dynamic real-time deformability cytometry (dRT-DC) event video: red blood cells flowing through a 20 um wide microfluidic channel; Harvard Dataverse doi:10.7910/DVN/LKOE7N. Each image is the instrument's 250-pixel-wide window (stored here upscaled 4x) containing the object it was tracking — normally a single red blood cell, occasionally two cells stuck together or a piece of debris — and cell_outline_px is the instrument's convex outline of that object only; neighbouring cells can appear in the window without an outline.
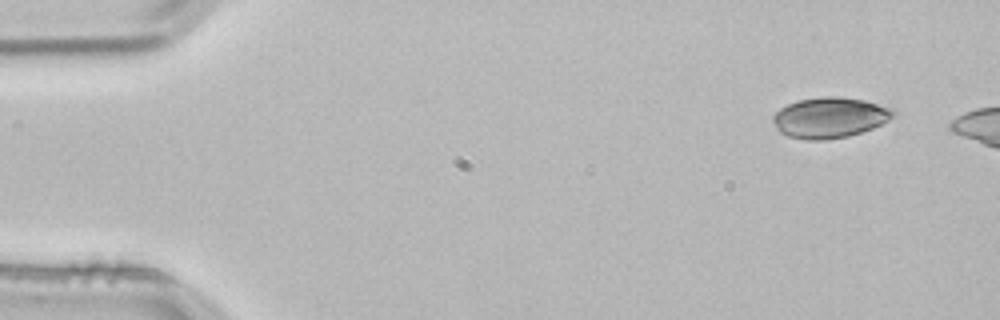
{"species": "common noctule bat (a hibernating species)", "species_latin": "Nyctalus noctula", "temperature_condition": "room temperature", "stored_images_in_passage": 2, "camera_frame_rate_fps": 3000, "um_per_image_px": 0.085, "animal": {"sex": "male", "body_mass_g": 21.5, "forearm_length_mm": 52.0}, "frame": {"image": 1, "passage_image": 1, "time_ms": 0.0, "image_size_px": [1000, 320], "cell_outline_px": [[896, 116], [872, 128], [848, 136], [824, 140], [808, 140], [788, 136], [780, 132], [776, 128], [772, 120], [772, 116], [780, 108], [796, 100], [820, 96], [840, 96], [864, 100], [892, 108], [896, 112]], "centroid_in_image_um": [70.51, 9.98], "position_along_channel_um": 14.5, "area_um2": 28.61}}